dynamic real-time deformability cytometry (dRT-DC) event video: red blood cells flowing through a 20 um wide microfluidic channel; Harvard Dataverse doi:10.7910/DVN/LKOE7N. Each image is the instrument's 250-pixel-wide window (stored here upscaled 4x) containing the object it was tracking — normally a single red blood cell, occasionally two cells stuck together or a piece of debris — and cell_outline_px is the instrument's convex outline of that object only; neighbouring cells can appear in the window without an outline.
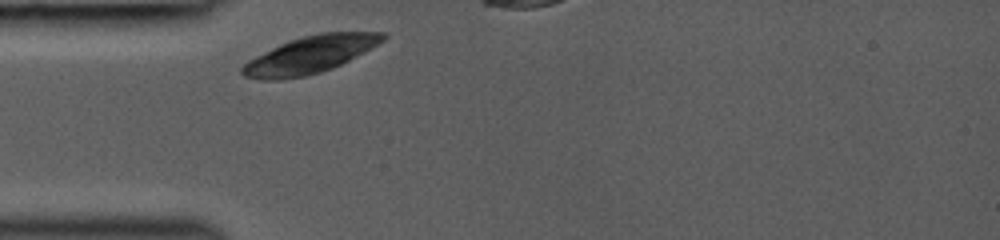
{"species": "common noctule bat (a hibernating species)", "species_latin": "Nyctalus noctula", "temperature_condition": "room temperature", "stored_images_in_passage": 1, "camera_frame_rate_fps": 3000, "um_per_image_px": 0.085, "animal": {"sex": "female", "body_mass_g": 19.0, "forearm_length_mm": 53.3}, "frame": {"image": 1, "passage_image": 1, "time_ms": 0.0, "image_size_px": [1000, 240], "cell_outline_px": [[388, 36], [384, 40], [364, 52], [332, 68], [320, 72], [304, 76], [276, 80], [260, 80], [244, 76], [240, 72], [240, 68], [248, 60], [288, 40], [300, 36], [320, 32], [384, 32]], "centroid_in_image_um": [26.33, 4.64], "position_along_channel_um": 58.7, "area_um2": 30.29}}